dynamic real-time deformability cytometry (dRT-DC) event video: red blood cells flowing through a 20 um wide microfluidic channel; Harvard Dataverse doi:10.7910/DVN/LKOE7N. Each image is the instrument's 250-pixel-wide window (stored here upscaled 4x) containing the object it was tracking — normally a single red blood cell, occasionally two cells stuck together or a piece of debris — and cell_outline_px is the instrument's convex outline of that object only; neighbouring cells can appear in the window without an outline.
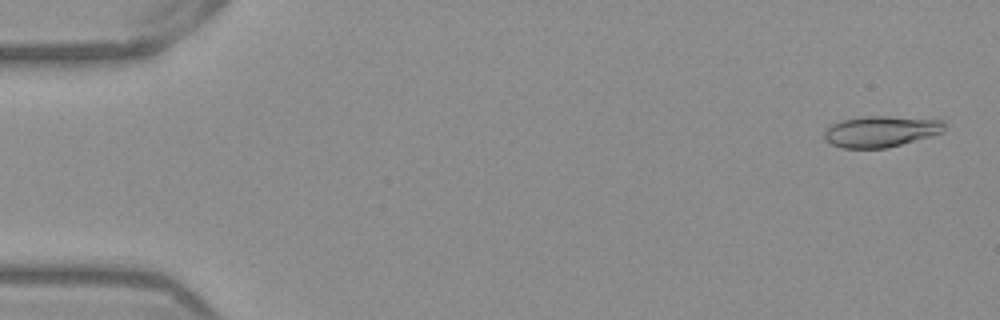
{"species": "Egyptian fruit bat (a non-hibernating species)", "species_latin": "Rousettus aegyptiacus", "temperature_condition": "warm", "stored_images_in_passage": 52, "camera_frame_rate_fps": 3000, "um_per_image_px": 0.085, "frame": {"image": 1, "passage_image": 2, "time_ms": 0.333, "image_size_px": [1000, 320], "cell_outline_px": [[944, 132], [900, 144], [884, 148], [840, 148], [828, 144], [824, 140], [824, 132], [832, 124], [844, 120], [864, 116], [888, 116], [944, 120]], "centroid_in_image_um": [74.83, 11.17], "position_along_channel_um": 10.2, "area_um2": 21.68}}
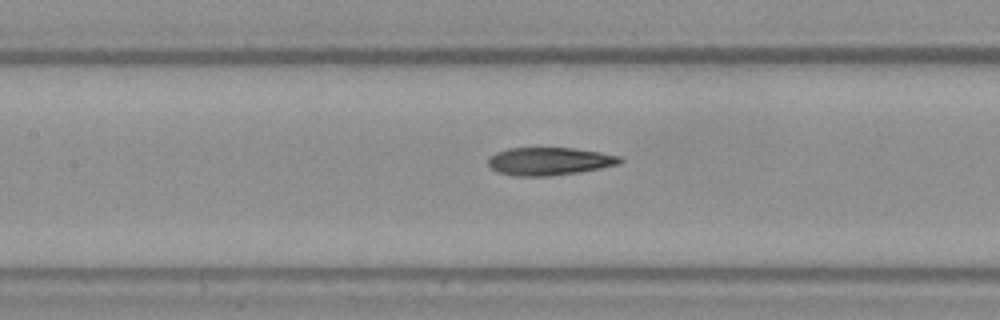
{"frame": {"image": 2, "passage_image": 24, "time_ms": 7.667, "image_size_px": [1000, 320], "cell_outline_px": [[624, 160], [620, 164], [580, 172], [552, 176], [512, 176], [496, 172], [488, 164], [488, 156], [496, 152], [508, 148], [576, 148], [600, 152], [620, 156]], "centroid_in_image_um": [46.68, 13.71], "position_along_channel_um": 160.7, "area_um2": 21.68}}
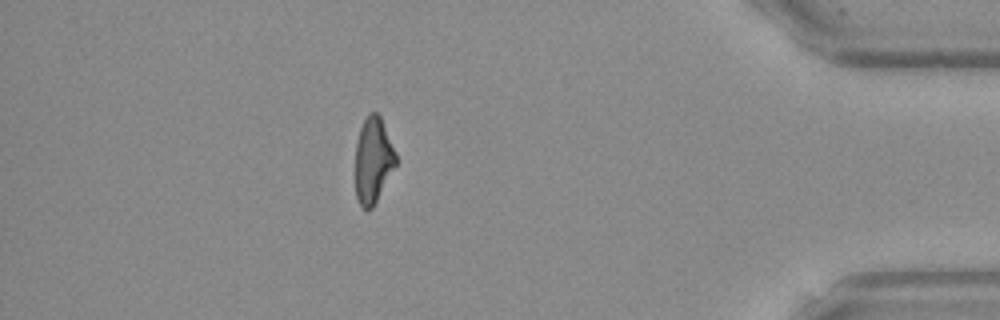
{"frame": {"image": 3, "passage_image": 46, "time_ms": 15.0, "image_size_px": [1000, 320], "cell_outline_px": [[396, 164], [372, 208], [360, 208], [356, 196], [356, 144], [360, 128], [368, 112], [376, 112], [380, 116], [396, 152]], "centroid_in_image_um": [31.71, 13.6], "position_along_channel_um": 403.5, "area_um2": 20.0}, "authors_computed_cell_mechanics": {"area_um2": 21.5016, "velocity_mm_per_s": 3.9133, "shape_relaxation_time_tau1_ms": 10.9269, "shape_relaxation_time_tau2_ms": 2.9473, "deformation_change_tau1": 0.2957, "deformation_change_tau2": 0.1314}}